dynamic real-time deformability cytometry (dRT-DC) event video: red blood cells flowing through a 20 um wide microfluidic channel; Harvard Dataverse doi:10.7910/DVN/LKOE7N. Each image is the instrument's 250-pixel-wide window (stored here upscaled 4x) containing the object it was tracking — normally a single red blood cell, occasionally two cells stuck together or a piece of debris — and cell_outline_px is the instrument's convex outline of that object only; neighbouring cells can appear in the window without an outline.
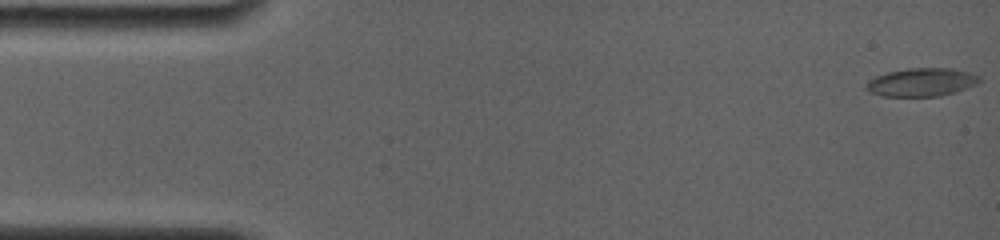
{"species": "common noctule bat (a hibernating species)", "species_latin": "Nyctalus noctula", "temperature_condition": "room temperature", "stored_images_in_passage": 51, "camera_frame_rate_fps": 4000, "um_per_image_px": 0.085, "animal": {"sex": "female", "body_mass_g": 19.0, "forearm_length_mm": 56.7}, "frame": {"image": 1, "passage_image": 1, "time_ms": 0.0, "image_size_px": [1000, 240], "cell_outline_px": [[980, 80], [976, 84], [940, 96], [880, 96], [868, 92], [864, 88], [864, 84], [868, 80], [876, 76], [888, 72], [912, 68], [948, 68], [968, 72], [980, 76]], "centroid_in_image_um": [78.25, 6.99], "position_along_channel_um": 6.8, "area_um2": 18.5}}
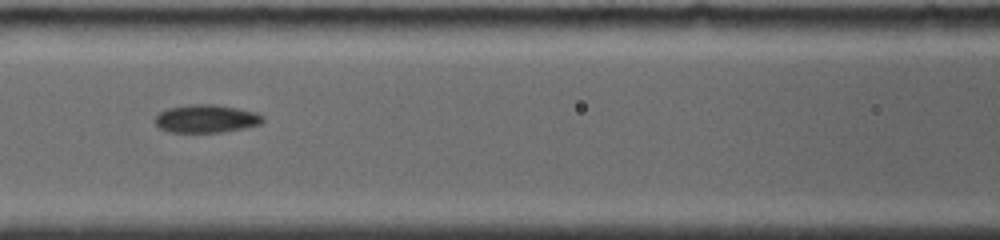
{"frame": {"image": 2, "passage_image": 23, "time_ms": 7.0, "image_size_px": [1000, 240], "cell_outline_px": [[264, 120], [260, 124], [244, 128], [220, 132], [168, 132], [160, 128], [156, 124], [156, 116], [160, 112], [168, 108], [196, 104], [212, 104], [236, 108], [256, 112]], "centroid_in_image_um": [17.51, 10.09], "position_along_channel_um": 149.1, "area_um2": 17.28}}
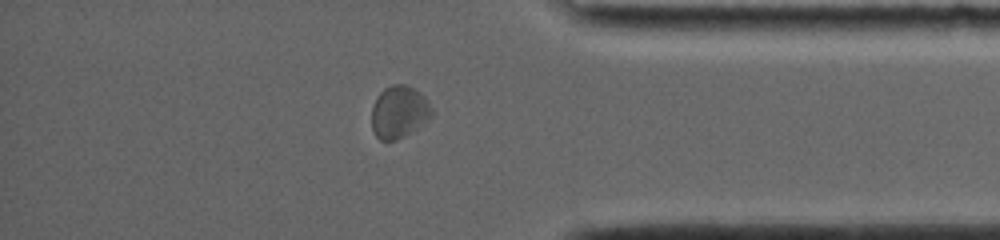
{"frame": {"image": 3, "passage_image": 44, "time_ms": 13.75, "image_size_px": [1000, 240], "cell_outline_px": [[432, 116], [424, 124], [396, 140], [380, 140], [376, 136], [372, 128], [372, 108], [380, 92], [384, 88], [392, 84], [408, 84], [416, 88], [424, 96], [432, 108]], "centroid_in_image_um": [33.94, 9.49], "position_along_channel_um": 401.3, "area_um2": 18.38}, "authors_computed_cell_mechanics": {"area_um2": 17.3978, "velocity_mm_per_s": 3.8287, "shape_relaxation_time_tau1_ms": 7.3746, "shape_relaxation_time_tau2_ms": 2.7905, "deformation_change_tau1": 0.139, "deformation_change_tau2": 0.0635}}